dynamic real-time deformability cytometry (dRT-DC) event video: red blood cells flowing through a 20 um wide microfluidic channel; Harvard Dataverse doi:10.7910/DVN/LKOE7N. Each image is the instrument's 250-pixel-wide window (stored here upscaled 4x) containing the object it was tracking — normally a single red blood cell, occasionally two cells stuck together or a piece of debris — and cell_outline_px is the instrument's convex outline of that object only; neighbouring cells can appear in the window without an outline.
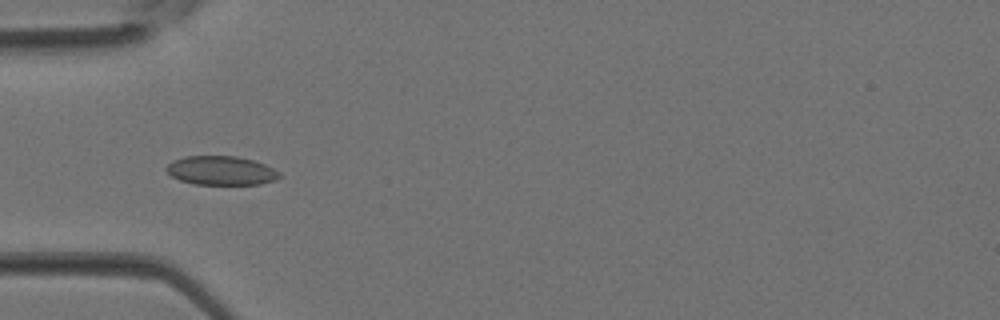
{"species": "Egyptian fruit bat (a non-hibernating species)", "species_latin": "Rousettus aegyptiacus", "temperature_condition": "room temperature", "stored_images_in_passage": 3, "camera_frame_rate_fps": 3000, "um_per_image_px": 0.085, "animal": {"sex": "female"}, "frame": {"image": 1, "passage_image": 3, "time_ms": 0.667, "image_size_px": [1000, 320], "cell_outline_px": [[280, 176], [276, 180], [260, 184], [192, 184], [180, 180], [172, 176], [164, 168], [172, 160], [184, 156], [236, 156], [252, 160], [264, 164], [280, 172]], "centroid_in_image_um": [18.77, 14.49], "position_along_channel_um": 66.2, "area_um2": 19.07}}